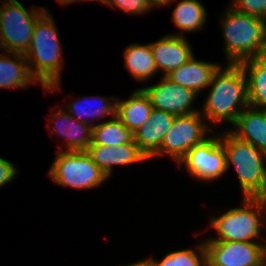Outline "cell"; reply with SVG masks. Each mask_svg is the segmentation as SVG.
<instances>
[{
  "instance_id": "31",
  "label": "cell",
  "mask_w": 266,
  "mask_h": 266,
  "mask_svg": "<svg viewBox=\"0 0 266 266\" xmlns=\"http://www.w3.org/2000/svg\"><path fill=\"white\" fill-rule=\"evenodd\" d=\"M59 3L63 5H68L72 3V0H57Z\"/></svg>"
},
{
  "instance_id": "33",
  "label": "cell",
  "mask_w": 266,
  "mask_h": 266,
  "mask_svg": "<svg viewBox=\"0 0 266 266\" xmlns=\"http://www.w3.org/2000/svg\"><path fill=\"white\" fill-rule=\"evenodd\" d=\"M259 266H266V258L261 262Z\"/></svg>"
},
{
  "instance_id": "18",
  "label": "cell",
  "mask_w": 266,
  "mask_h": 266,
  "mask_svg": "<svg viewBox=\"0 0 266 266\" xmlns=\"http://www.w3.org/2000/svg\"><path fill=\"white\" fill-rule=\"evenodd\" d=\"M152 109L148 96L139 88L125 101L117 98L116 117L134 133L148 121Z\"/></svg>"
},
{
  "instance_id": "30",
  "label": "cell",
  "mask_w": 266,
  "mask_h": 266,
  "mask_svg": "<svg viewBox=\"0 0 266 266\" xmlns=\"http://www.w3.org/2000/svg\"><path fill=\"white\" fill-rule=\"evenodd\" d=\"M153 7L155 6H169L175 0H148ZM177 1V0H176Z\"/></svg>"
},
{
  "instance_id": "17",
  "label": "cell",
  "mask_w": 266,
  "mask_h": 266,
  "mask_svg": "<svg viewBox=\"0 0 266 266\" xmlns=\"http://www.w3.org/2000/svg\"><path fill=\"white\" fill-rule=\"evenodd\" d=\"M232 126L235 136L266 153V110L247 106Z\"/></svg>"
},
{
  "instance_id": "5",
  "label": "cell",
  "mask_w": 266,
  "mask_h": 266,
  "mask_svg": "<svg viewBox=\"0 0 266 266\" xmlns=\"http://www.w3.org/2000/svg\"><path fill=\"white\" fill-rule=\"evenodd\" d=\"M243 207L228 210L210 221L218 237L205 241L256 242L261 227H266V198L243 197ZM255 239V240H254Z\"/></svg>"
},
{
  "instance_id": "32",
  "label": "cell",
  "mask_w": 266,
  "mask_h": 266,
  "mask_svg": "<svg viewBox=\"0 0 266 266\" xmlns=\"http://www.w3.org/2000/svg\"><path fill=\"white\" fill-rule=\"evenodd\" d=\"M75 1H79V0H72V3H74ZM83 1H86V0H83ZM87 1H97V2L102 3L104 5L106 0H87Z\"/></svg>"
},
{
  "instance_id": "27",
  "label": "cell",
  "mask_w": 266,
  "mask_h": 266,
  "mask_svg": "<svg viewBox=\"0 0 266 266\" xmlns=\"http://www.w3.org/2000/svg\"><path fill=\"white\" fill-rule=\"evenodd\" d=\"M232 9L266 21V0H233Z\"/></svg>"
},
{
  "instance_id": "28",
  "label": "cell",
  "mask_w": 266,
  "mask_h": 266,
  "mask_svg": "<svg viewBox=\"0 0 266 266\" xmlns=\"http://www.w3.org/2000/svg\"><path fill=\"white\" fill-rule=\"evenodd\" d=\"M16 175L17 169L14 164L11 163V161L0 157V188L11 182Z\"/></svg>"
},
{
  "instance_id": "22",
  "label": "cell",
  "mask_w": 266,
  "mask_h": 266,
  "mask_svg": "<svg viewBox=\"0 0 266 266\" xmlns=\"http://www.w3.org/2000/svg\"><path fill=\"white\" fill-rule=\"evenodd\" d=\"M124 62L131 76L139 82L149 80L158 72L150 44H130L124 51Z\"/></svg>"
},
{
  "instance_id": "11",
  "label": "cell",
  "mask_w": 266,
  "mask_h": 266,
  "mask_svg": "<svg viewBox=\"0 0 266 266\" xmlns=\"http://www.w3.org/2000/svg\"><path fill=\"white\" fill-rule=\"evenodd\" d=\"M148 96L154 109L162 110L175 116L188 115L198 110L192 109L198 96L193 90L172 82L162 76L158 84L141 88Z\"/></svg>"
},
{
  "instance_id": "1",
  "label": "cell",
  "mask_w": 266,
  "mask_h": 266,
  "mask_svg": "<svg viewBox=\"0 0 266 266\" xmlns=\"http://www.w3.org/2000/svg\"><path fill=\"white\" fill-rule=\"evenodd\" d=\"M217 69L210 91L200 113L211 124L227 122L233 125L244 108L249 106L247 77L241 64L226 63Z\"/></svg>"
},
{
  "instance_id": "2",
  "label": "cell",
  "mask_w": 266,
  "mask_h": 266,
  "mask_svg": "<svg viewBox=\"0 0 266 266\" xmlns=\"http://www.w3.org/2000/svg\"><path fill=\"white\" fill-rule=\"evenodd\" d=\"M59 32L49 10L36 21L31 45L24 54L31 75L42 85L45 93L58 91L61 86L62 48Z\"/></svg>"
},
{
  "instance_id": "29",
  "label": "cell",
  "mask_w": 266,
  "mask_h": 266,
  "mask_svg": "<svg viewBox=\"0 0 266 266\" xmlns=\"http://www.w3.org/2000/svg\"><path fill=\"white\" fill-rule=\"evenodd\" d=\"M125 266H157L154 259L149 258V259H143L138 262L132 263L130 265H125Z\"/></svg>"
},
{
  "instance_id": "21",
  "label": "cell",
  "mask_w": 266,
  "mask_h": 266,
  "mask_svg": "<svg viewBox=\"0 0 266 266\" xmlns=\"http://www.w3.org/2000/svg\"><path fill=\"white\" fill-rule=\"evenodd\" d=\"M83 98L75 99V101L73 100L71 104L67 105L68 113L77 121L87 123L93 127V124L88 119H93L92 121H94V119L97 120V118L100 119L103 116L107 117L110 115L112 118L116 116L117 97L111 96L107 99L105 97L91 96L89 98L91 100H87L85 97Z\"/></svg>"
},
{
  "instance_id": "14",
  "label": "cell",
  "mask_w": 266,
  "mask_h": 266,
  "mask_svg": "<svg viewBox=\"0 0 266 266\" xmlns=\"http://www.w3.org/2000/svg\"><path fill=\"white\" fill-rule=\"evenodd\" d=\"M175 117L173 114L153 108L148 121L133 133L135 143L148 159H152L160 150L164 136Z\"/></svg>"
},
{
  "instance_id": "8",
  "label": "cell",
  "mask_w": 266,
  "mask_h": 266,
  "mask_svg": "<svg viewBox=\"0 0 266 266\" xmlns=\"http://www.w3.org/2000/svg\"><path fill=\"white\" fill-rule=\"evenodd\" d=\"M204 120L200 111L176 116L164 136L160 150L152 158L167 154L178 163L191 148L207 138L211 126Z\"/></svg>"
},
{
  "instance_id": "12",
  "label": "cell",
  "mask_w": 266,
  "mask_h": 266,
  "mask_svg": "<svg viewBox=\"0 0 266 266\" xmlns=\"http://www.w3.org/2000/svg\"><path fill=\"white\" fill-rule=\"evenodd\" d=\"M150 48L158 72L163 70V76H167L172 70L179 68L194 56L182 32L166 35L150 43Z\"/></svg>"
},
{
  "instance_id": "13",
  "label": "cell",
  "mask_w": 266,
  "mask_h": 266,
  "mask_svg": "<svg viewBox=\"0 0 266 266\" xmlns=\"http://www.w3.org/2000/svg\"><path fill=\"white\" fill-rule=\"evenodd\" d=\"M86 152L107 178L111 177L114 165H128L149 160L134 140L119 146L89 144Z\"/></svg>"
},
{
  "instance_id": "15",
  "label": "cell",
  "mask_w": 266,
  "mask_h": 266,
  "mask_svg": "<svg viewBox=\"0 0 266 266\" xmlns=\"http://www.w3.org/2000/svg\"><path fill=\"white\" fill-rule=\"evenodd\" d=\"M51 117H53L52 121L57 122H53L54 127L50 126V132H56L62 136L68 151H86L88 149L92 142L91 125L77 121L66 110L58 109Z\"/></svg>"
},
{
  "instance_id": "4",
  "label": "cell",
  "mask_w": 266,
  "mask_h": 266,
  "mask_svg": "<svg viewBox=\"0 0 266 266\" xmlns=\"http://www.w3.org/2000/svg\"><path fill=\"white\" fill-rule=\"evenodd\" d=\"M220 141L226 154V169L234 166L243 197L266 198V153L230 130L220 135Z\"/></svg>"
},
{
  "instance_id": "10",
  "label": "cell",
  "mask_w": 266,
  "mask_h": 266,
  "mask_svg": "<svg viewBox=\"0 0 266 266\" xmlns=\"http://www.w3.org/2000/svg\"><path fill=\"white\" fill-rule=\"evenodd\" d=\"M208 266H259L266 245L259 242L204 241Z\"/></svg>"
},
{
  "instance_id": "9",
  "label": "cell",
  "mask_w": 266,
  "mask_h": 266,
  "mask_svg": "<svg viewBox=\"0 0 266 266\" xmlns=\"http://www.w3.org/2000/svg\"><path fill=\"white\" fill-rule=\"evenodd\" d=\"M209 136L191 148L178 162L184 165L189 175L200 181H213L222 177L226 169V154L220 135Z\"/></svg>"
},
{
  "instance_id": "20",
  "label": "cell",
  "mask_w": 266,
  "mask_h": 266,
  "mask_svg": "<svg viewBox=\"0 0 266 266\" xmlns=\"http://www.w3.org/2000/svg\"><path fill=\"white\" fill-rule=\"evenodd\" d=\"M240 64L247 77L249 106L266 110V55Z\"/></svg>"
},
{
  "instance_id": "24",
  "label": "cell",
  "mask_w": 266,
  "mask_h": 266,
  "mask_svg": "<svg viewBox=\"0 0 266 266\" xmlns=\"http://www.w3.org/2000/svg\"><path fill=\"white\" fill-rule=\"evenodd\" d=\"M133 140V133L115 116L108 121L93 125L90 144L119 146Z\"/></svg>"
},
{
  "instance_id": "23",
  "label": "cell",
  "mask_w": 266,
  "mask_h": 266,
  "mask_svg": "<svg viewBox=\"0 0 266 266\" xmlns=\"http://www.w3.org/2000/svg\"><path fill=\"white\" fill-rule=\"evenodd\" d=\"M207 12L198 0H180L172 12V21L177 28L185 32L203 29Z\"/></svg>"
},
{
  "instance_id": "6",
  "label": "cell",
  "mask_w": 266,
  "mask_h": 266,
  "mask_svg": "<svg viewBox=\"0 0 266 266\" xmlns=\"http://www.w3.org/2000/svg\"><path fill=\"white\" fill-rule=\"evenodd\" d=\"M1 2L0 48L7 52L25 54L31 45L35 23L47 9L33 7L28 12L17 0Z\"/></svg>"
},
{
  "instance_id": "3",
  "label": "cell",
  "mask_w": 266,
  "mask_h": 266,
  "mask_svg": "<svg viewBox=\"0 0 266 266\" xmlns=\"http://www.w3.org/2000/svg\"><path fill=\"white\" fill-rule=\"evenodd\" d=\"M221 20L228 63L266 55V21L240 13L229 5Z\"/></svg>"
},
{
  "instance_id": "16",
  "label": "cell",
  "mask_w": 266,
  "mask_h": 266,
  "mask_svg": "<svg viewBox=\"0 0 266 266\" xmlns=\"http://www.w3.org/2000/svg\"><path fill=\"white\" fill-rule=\"evenodd\" d=\"M219 67L218 63L197 60L193 56L179 68L172 70L166 77L199 94L204 88L209 87L212 77Z\"/></svg>"
},
{
  "instance_id": "7",
  "label": "cell",
  "mask_w": 266,
  "mask_h": 266,
  "mask_svg": "<svg viewBox=\"0 0 266 266\" xmlns=\"http://www.w3.org/2000/svg\"><path fill=\"white\" fill-rule=\"evenodd\" d=\"M58 185L75 189H93L108 180L86 151H66L61 147L48 171Z\"/></svg>"
},
{
  "instance_id": "25",
  "label": "cell",
  "mask_w": 266,
  "mask_h": 266,
  "mask_svg": "<svg viewBox=\"0 0 266 266\" xmlns=\"http://www.w3.org/2000/svg\"><path fill=\"white\" fill-rule=\"evenodd\" d=\"M198 248H187L176 250L166 254L161 261L154 260L157 266H208L207 253L204 242L196 246Z\"/></svg>"
},
{
  "instance_id": "26",
  "label": "cell",
  "mask_w": 266,
  "mask_h": 266,
  "mask_svg": "<svg viewBox=\"0 0 266 266\" xmlns=\"http://www.w3.org/2000/svg\"><path fill=\"white\" fill-rule=\"evenodd\" d=\"M104 5L119 8L130 15L139 16L154 8L148 0H106Z\"/></svg>"
},
{
  "instance_id": "19",
  "label": "cell",
  "mask_w": 266,
  "mask_h": 266,
  "mask_svg": "<svg viewBox=\"0 0 266 266\" xmlns=\"http://www.w3.org/2000/svg\"><path fill=\"white\" fill-rule=\"evenodd\" d=\"M5 53L0 54V89H27L33 82L38 83L31 75L24 54L7 51Z\"/></svg>"
}]
</instances>
